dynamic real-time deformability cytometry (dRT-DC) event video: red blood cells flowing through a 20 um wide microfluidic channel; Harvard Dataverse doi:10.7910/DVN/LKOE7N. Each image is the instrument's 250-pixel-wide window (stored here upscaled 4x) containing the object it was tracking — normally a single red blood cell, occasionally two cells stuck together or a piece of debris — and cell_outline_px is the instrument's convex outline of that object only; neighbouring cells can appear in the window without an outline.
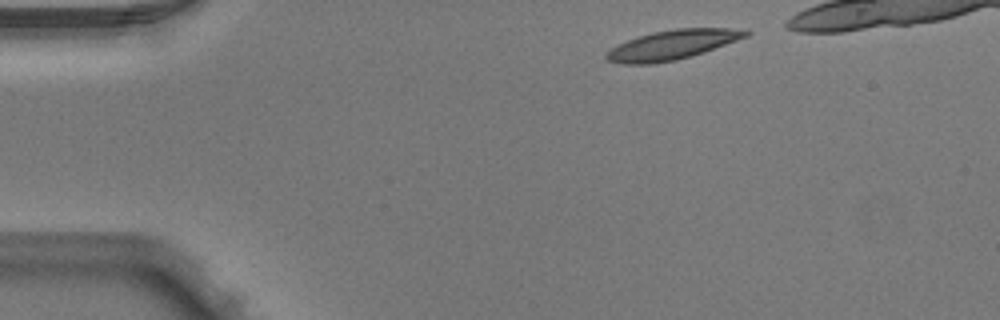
{"species": "Egyptian fruit bat (a non-hibernating species)", "species_latin": "Rousettus aegyptiacus", "temperature_condition": "warm", "stored_images_in_passage": 3, "camera_frame_rate_fps": 3000, "um_per_image_px": 0.085, "animal": {"sex": "male"}, "frame": {"image": 1, "passage_image": 1, "time_ms": 0.0, "image_size_px": [1000, 320], "cell_outline_px": [[752, 32], [748, 36], [704, 52], [692, 56], [676, 60], [652, 64], [624, 64], [608, 60], [604, 56], [612, 48], [636, 36], [652, 32], [676, 28], [728, 28]], "centroid_in_image_um": [57.14, 3.81], "position_along_channel_um": 27.9, "area_um2": 23.76}}
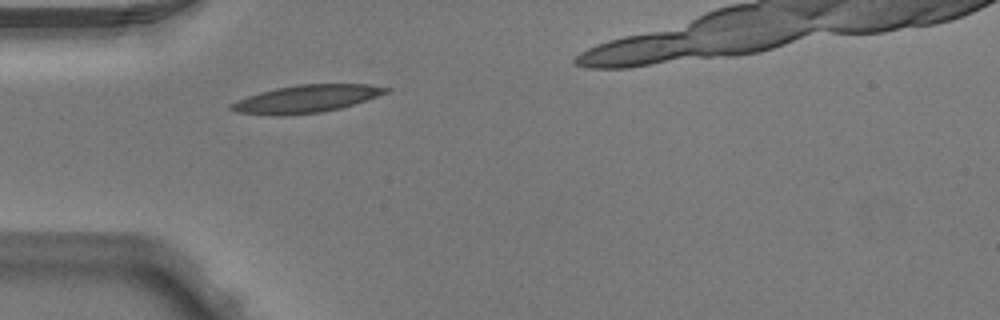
{"frame": {"image": 2, "passage_image": 3, "time_ms": 0.667, "image_size_px": [1000, 320], "cell_outline_px": [[392, 88], [388, 92], [340, 108], [320, 112], [288, 116], [276, 116], [236, 112], [228, 108], [228, 104], [236, 100], [260, 92], [276, 88], [300, 84], [368, 84]], "centroid_in_image_um": [25.97, 8.41], "position_along_channel_um": 59.0, "area_um2": 24.85}}